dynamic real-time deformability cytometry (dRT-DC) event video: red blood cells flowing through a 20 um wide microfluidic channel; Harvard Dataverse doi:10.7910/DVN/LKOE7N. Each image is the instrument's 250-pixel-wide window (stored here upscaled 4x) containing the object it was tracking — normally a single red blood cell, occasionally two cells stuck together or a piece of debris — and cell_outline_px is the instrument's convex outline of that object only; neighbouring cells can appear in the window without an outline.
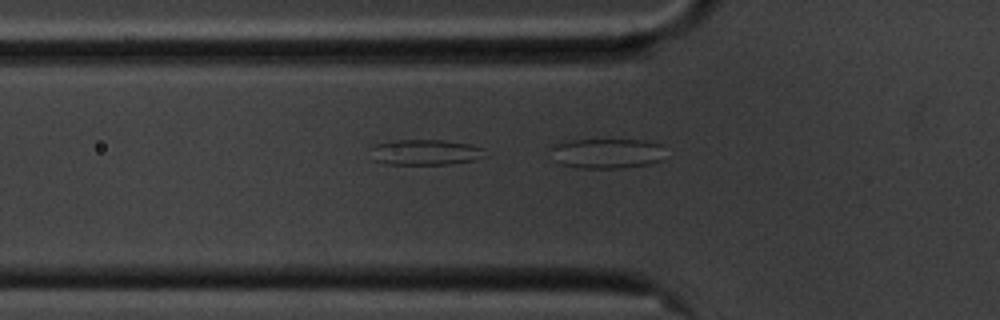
{"species": "common noctule bat (a hibernating species)", "species_latin": "Nyctalus noctula", "temperature_condition": "cold", "stored_images_in_passage": 18, "camera_frame_rate_fps": 3000, "um_per_image_px": 0.085, "animal": {"sex": "male", "body_mass_g": 20.1, "forearm_length_mm": 53.5}, "frame": {"image": 1, "passage_image": 18, "time_ms": 5.667, "image_size_px": [1000, 320], "cell_outline_px": [[660, 160], [648, 164], [620, 168], [580, 168], [560, 164], [556, 160], [548, 148], [556, 144], [572, 140], [640, 140], [660, 144]], "centroid_in_image_um": [51.49, 13.04], "position_along_channel_um": 74.3, "area_um2": 19.59}}